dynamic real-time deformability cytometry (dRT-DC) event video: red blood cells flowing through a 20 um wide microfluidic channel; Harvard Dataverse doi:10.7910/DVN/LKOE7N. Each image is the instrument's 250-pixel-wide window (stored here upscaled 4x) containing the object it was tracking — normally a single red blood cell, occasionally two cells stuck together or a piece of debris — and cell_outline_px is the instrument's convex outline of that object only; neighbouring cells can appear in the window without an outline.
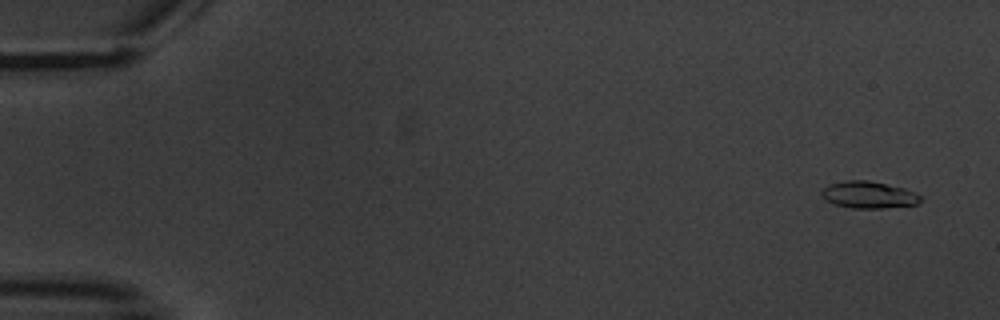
{"species": "common noctule bat (a hibernating species)", "species_latin": "Nyctalus noctula", "temperature_condition": "warm", "stored_images_in_passage": 5, "camera_frame_rate_fps": 3000, "um_per_image_px": 0.085, "animal": {"sex": "male", "body_mass_g": 20.1, "forearm_length_mm": 53.5}, "frame": {"image": 1, "passage_image": 1, "time_ms": 0.0, "image_size_px": [1000, 320], "cell_outline_px": [[924, 196], [916, 204], [880, 208], [852, 208], [836, 204], [828, 200], [820, 192], [824, 188], [832, 184], [844, 180], [868, 180], [904, 188]], "centroid_in_image_um": [73.87, 16.55], "position_along_channel_um": 11.1, "area_um2": 15.2}}
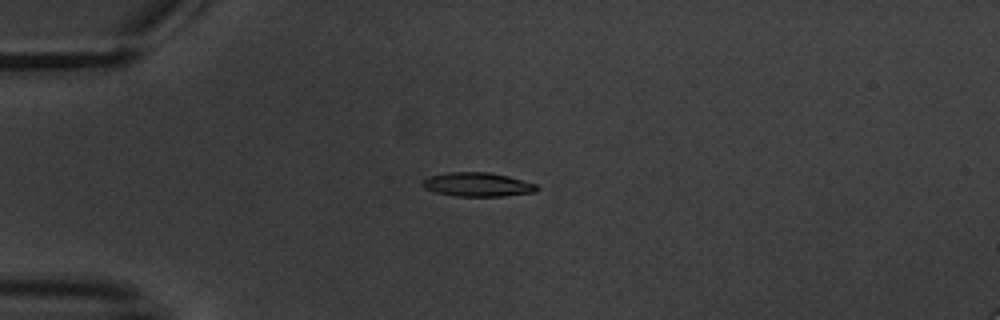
{"frame": {"image": 2, "passage_image": 4, "time_ms": 4.333, "image_size_px": [1000, 320], "cell_outline_px": [[540, 188], [536, 192], [504, 196], [456, 196], [436, 192], [424, 188], [420, 184], [428, 176], [448, 172], [488, 172], [508, 176], [536, 184]], "centroid_in_image_um": [40.59, 15.68], "position_along_channel_um": 44.4, "area_um2": 16.01}}